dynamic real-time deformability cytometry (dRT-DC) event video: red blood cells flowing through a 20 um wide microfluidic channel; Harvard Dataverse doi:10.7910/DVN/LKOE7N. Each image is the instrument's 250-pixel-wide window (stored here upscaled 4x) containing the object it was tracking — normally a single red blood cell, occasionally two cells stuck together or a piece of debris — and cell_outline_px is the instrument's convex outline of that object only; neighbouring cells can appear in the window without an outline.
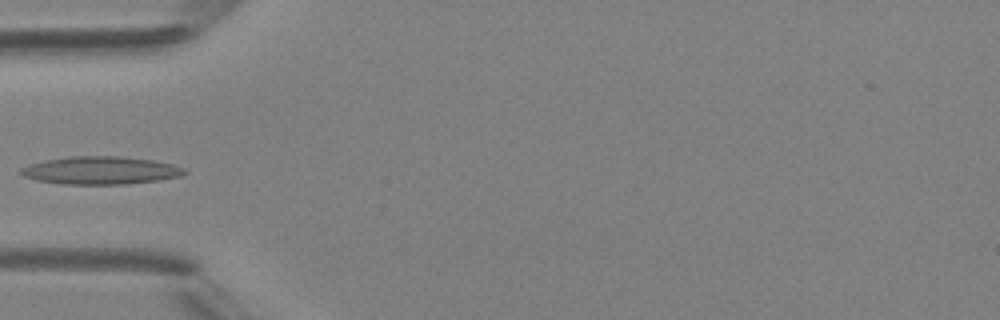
{"species": "Egyptian fruit bat (a non-hibernating species)", "species_latin": "Rousettus aegyptiacus", "temperature_condition": "room temperature", "stored_images_in_passage": 5, "camera_frame_rate_fps": 3000, "um_per_image_px": 0.085, "animal": {"sex": "female"}, "frame": {"image": 1, "passage_image": 5, "time_ms": 4.667, "image_size_px": [1000, 320], "cell_outline_px": [[188, 172], [184, 176], [156, 180], [120, 184], [64, 184], [36, 180], [24, 176], [20, 172], [20, 168], [28, 164], [44, 160], [68, 156], [120, 156], [156, 160], [172, 164], [184, 168]], "centroid_in_image_um": [8.56, 14.47], "position_along_channel_um": 76.4, "area_um2": 26.65}}